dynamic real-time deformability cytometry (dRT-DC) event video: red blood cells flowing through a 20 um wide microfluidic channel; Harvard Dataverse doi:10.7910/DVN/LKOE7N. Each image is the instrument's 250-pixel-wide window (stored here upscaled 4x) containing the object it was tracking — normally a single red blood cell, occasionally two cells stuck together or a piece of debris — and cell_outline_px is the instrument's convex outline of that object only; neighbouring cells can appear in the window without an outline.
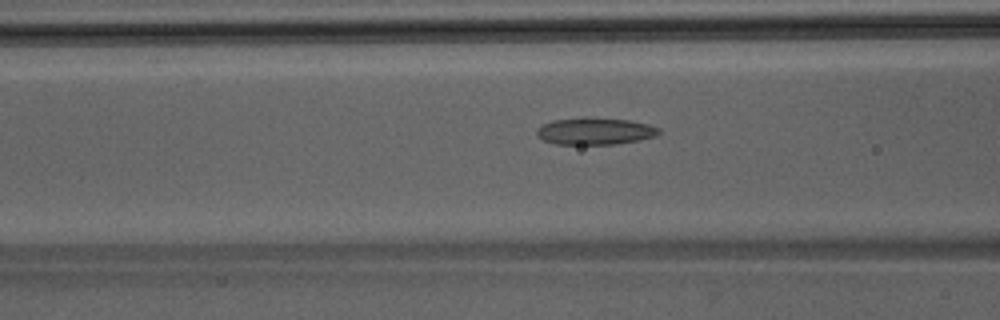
{"species": "Egyptian fruit bat (a non-hibernating species)", "species_latin": "Rousettus aegyptiacus", "temperature_condition": "room temperature", "stored_images_in_passage": 18, "camera_frame_rate_fps": 3000, "um_per_image_px": 0.085, "animal": {"sex": "male"}, "frame": {"image": 1, "passage_image": 16, "time_ms": 5.0, "image_size_px": [1000, 320], "cell_outline_px": [[660, 132], [656, 136], [640, 140], [616, 144], [556, 144], [544, 140], [536, 136], [536, 128], [552, 120], [628, 120], [648, 124], [660, 128]], "centroid_in_image_um": [50.59, 11.2], "position_along_channel_um": 116.0, "area_um2": 18.38}}